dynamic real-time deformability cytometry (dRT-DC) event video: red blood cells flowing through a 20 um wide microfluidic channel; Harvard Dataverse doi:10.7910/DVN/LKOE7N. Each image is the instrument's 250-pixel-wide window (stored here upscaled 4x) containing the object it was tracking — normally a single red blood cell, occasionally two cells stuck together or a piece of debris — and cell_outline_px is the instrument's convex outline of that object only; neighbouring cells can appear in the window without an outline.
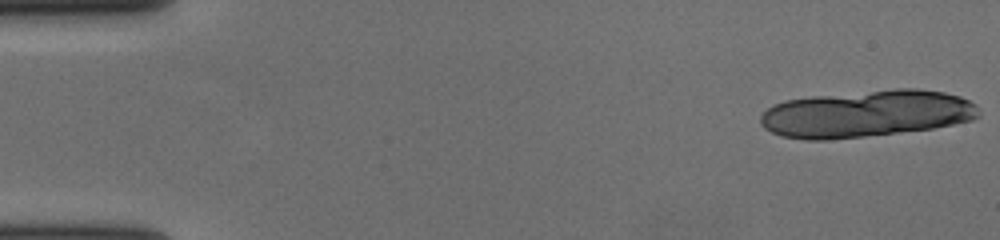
{"species": "human", "species_latin": "Homo sapiens", "temperature_condition": "cold", "stored_images_in_passage": 22, "camera_frame_rate_fps": 3000, "um_per_image_px": 0.085, "donor": {"sex": "female"}, "frame": {"image": 1, "passage_image": 1, "time_ms": 0.0, "image_size_px": [1000, 240], "cell_outline_px": [[980, 116], [972, 120], [932, 128], [864, 136], [828, 140], [804, 140], [780, 136], [764, 128], [760, 124], [760, 116], [772, 104], [784, 100], [812, 96], [896, 88], [920, 88], [944, 92], [960, 96], [976, 104], [980, 108]], "centroid_in_image_um": [73.64, 9.65], "position_along_channel_um": 11.4, "area_um2": 60.11}}
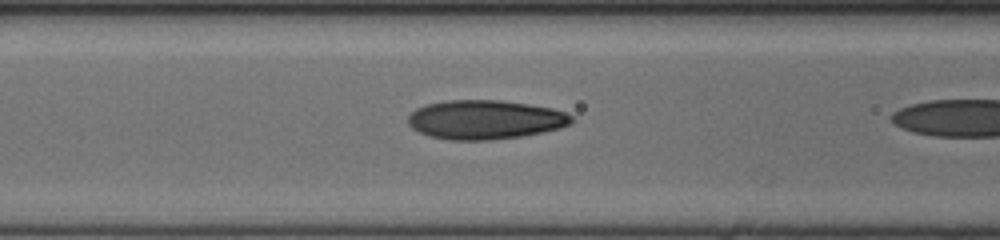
{"frame": {"image": 2, "passage_image": 21, "time_ms": 6.667, "image_size_px": [1000, 240], "cell_outline_px": [[576, 120], [572, 124], [560, 128], [520, 136], [488, 140], [448, 140], [428, 136], [412, 128], [408, 124], [408, 116], [416, 108], [424, 104], [448, 100], [500, 100], [528, 104], [552, 108], [564, 112], [572, 116]], "centroid_in_image_um": [41.22, 10.17], "position_along_channel_um": 125.4, "area_um2": 37.4}}